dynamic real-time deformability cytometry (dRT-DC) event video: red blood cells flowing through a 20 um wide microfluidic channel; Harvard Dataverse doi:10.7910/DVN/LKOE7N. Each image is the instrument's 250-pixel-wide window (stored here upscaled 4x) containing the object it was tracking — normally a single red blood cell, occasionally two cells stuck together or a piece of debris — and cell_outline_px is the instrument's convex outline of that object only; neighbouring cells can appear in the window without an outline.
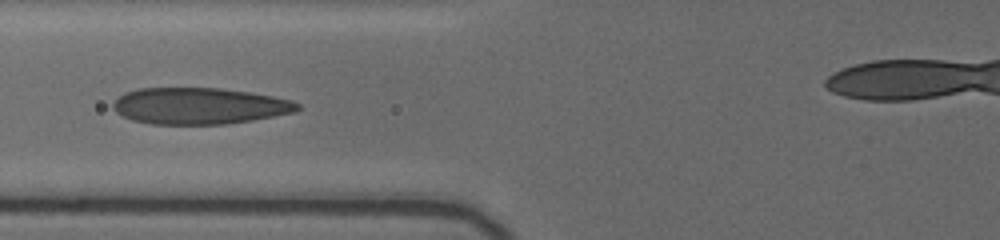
{"species": "human", "species_latin": "Homo sapiens", "temperature_condition": "cold", "stored_images_in_passage": 28, "camera_frame_rate_fps": 3000, "um_per_image_px": 0.085, "donor": {"sex": "female"}, "frame": {"image": 1, "passage_image": 6, "time_ms": 1.0, "image_size_px": [1000, 240], "cell_outline_px": [[300, 108], [296, 112], [252, 120], [224, 124], [152, 124], [132, 120], [116, 112], [112, 108], [112, 104], [124, 92], [140, 88], [220, 88], [248, 92], [272, 96], [292, 100], [300, 104]], "centroid_in_image_um": [16.95, 9.0], "position_along_channel_um": 108.9, "area_um2": 39.13}}
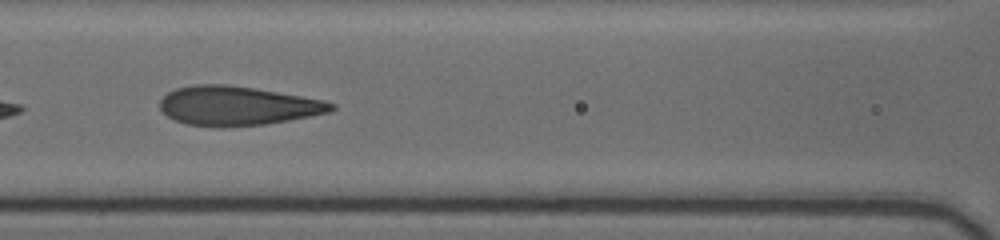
{"frame": {"image": 2, "passage_image": 10, "time_ms": 2.0, "image_size_px": [1000, 240], "cell_outline_px": [[336, 108], [328, 112], [288, 120], [264, 124], [188, 124], [176, 120], [168, 116], [160, 108], [160, 100], [168, 92], [176, 88], [192, 84], [228, 84], [324, 100], [336, 104]], "centroid_in_image_um": [20.18, 8.94], "position_along_channel_um": 146.4, "area_um2": 37.8}}